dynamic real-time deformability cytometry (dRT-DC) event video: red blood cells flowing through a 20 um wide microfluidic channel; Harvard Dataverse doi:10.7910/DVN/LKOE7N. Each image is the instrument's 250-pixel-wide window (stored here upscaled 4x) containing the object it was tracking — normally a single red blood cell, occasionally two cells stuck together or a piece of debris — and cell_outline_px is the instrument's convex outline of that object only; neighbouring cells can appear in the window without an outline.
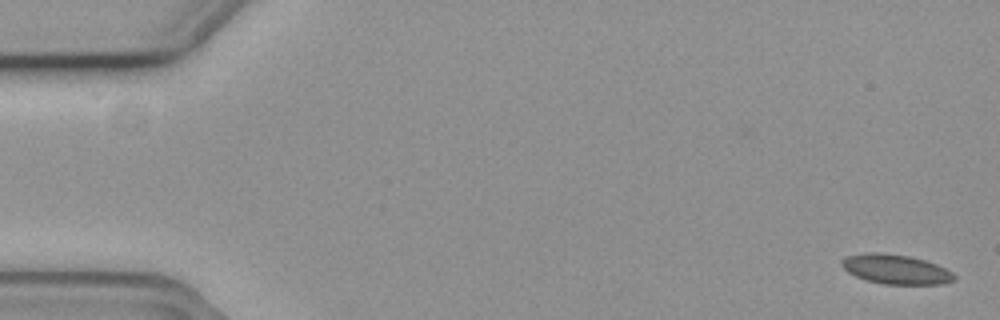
{"species": "common noctule bat (a hibernating species)", "species_latin": "Nyctalus noctula", "temperature_condition": "cold", "stored_images_in_passage": 56, "camera_frame_rate_fps": 3000, "um_per_image_px": 0.085, "animal": {"sex": "female", "body_mass_g": 19.3, "forearm_length_mm": 54.1}, "frame": {"image": 1, "passage_image": 1, "time_ms": 0.0, "image_size_px": [1000, 320], "cell_outline_px": [[956, 280], [940, 284], [884, 284], [868, 280], [856, 276], [848, 272], [840, 264], [840, 260], [844, 256], [868, 252], [880, 252], [908, 256], [924, 260], [936, 264], [952, 272], [956, 276]], "centroid_in_image_um": [76.12, 22.88], "position_along_channel_um": 8.9, "area_um2": 19.36}}
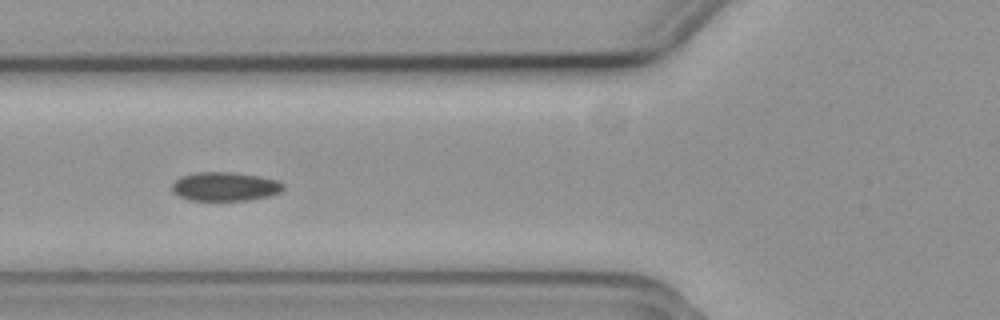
{"frame": {"image": 2, "passage_image": 21, "time_ms": 6.667, "image_size_px": [1000, 320], "cell_outline_px": [[284, 188], [280, 192], [268, 196], [248, 200], [188, 200], [172, 192], [172, 184], [180, 176], [196, 172], [232, 172], [260, 176], [280, 180], [284, 184]], "centroid_in_image_um": [19.14, 15.84], "position_along_channel_um": 106.7, "area_um2": 18.84}}
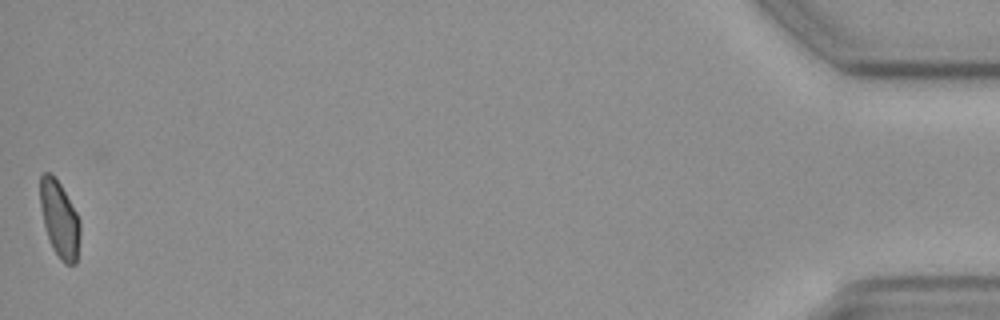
{"frame": {"image": 3, "passage_image": 56, "time_ms": 18.333, "image_size_px": [1000, 320], "cell_outline_px": [[80, 236], [76, 264], [64, 264], [60, 260], [52, 248], [44, 224], [40, 208], [40, 176], [44, 172], [52, 172], [60, 184], [76, 212], [80, 220]], "centroid_in_image_um": [5.06, 18.63], "position_along_channel_um": 430.1, "area_um2": 17.86}, "authors_computed_cell_mechanics": {"area_um2": 18.9873, "velocity_mm_per_s": 3.6706, "shape_relaxation_time_tau1_ms": 10.8485, "shape_relaxation_time_tau2_ms": null, "deformation_change_tau1": 0.1309, "deformation_change_tau2": null}}